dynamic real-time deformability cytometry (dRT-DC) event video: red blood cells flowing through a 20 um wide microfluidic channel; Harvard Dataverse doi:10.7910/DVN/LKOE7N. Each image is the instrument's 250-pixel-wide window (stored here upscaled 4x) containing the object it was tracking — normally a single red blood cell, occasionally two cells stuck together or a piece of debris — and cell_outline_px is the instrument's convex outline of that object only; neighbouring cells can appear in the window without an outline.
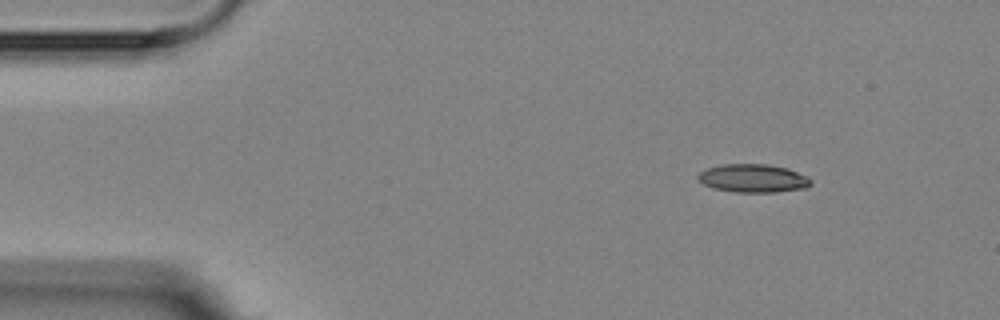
{"species": "Egyptian fruit bat (a non-hibernating species)", "species_latin": "Rousettus aegyptiacus", "temperature_condition": "room temperature", "stored_images_in_passage": 12, "segment_of_instrument_passage": [1, 2], "camera_frame_rate_fps": 3000, "um_per_image_px": 0.085, "animal": {"sex": "female"}, "frame": {"image": 1, "passage_image": 1, "time_ms": 0.0, "image_size_px": [1000, 320], "cell_outline_px": [[812, 184], [808, 188], [776, 192], [732, 192], [712, 188], [704, 184], [696, 176], [700, 172], [708, 168], [724, 164], [768, 164], [788, 168], [808, 176], [812, 180]], "centroid_in_image_um": [64.06, 15.16], "position_along_channel_um": 20.9, "area_um2": 18.79}}
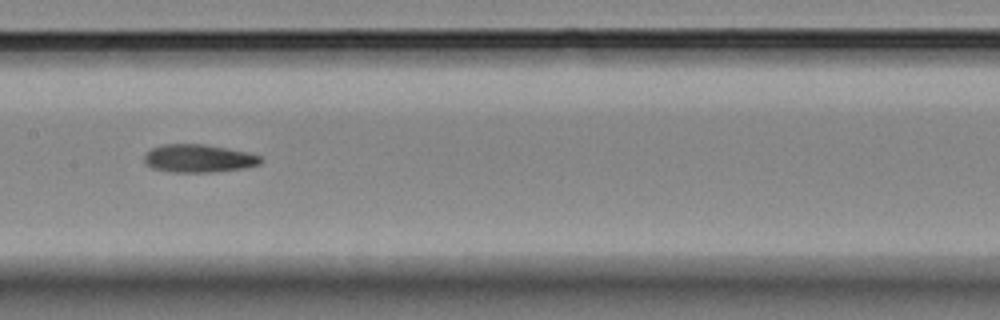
{"frame": {"image": 2, "passage_image": 6, "time_ms": 6.667, "image_size_px": [1000, 320], "cell_outline_px": [[264, 160], [260, 164], [244, 168], [212, 172], [172, 172], [152, 168], [144, 160], [144, 156], [152, 148], [160, 144], [204, 144], [248, 152], [260, 156]], "centroid_in_image_um": [16.9, 13.46], "position_along_channel_um": 190.5, "area_um2": 18.96}}
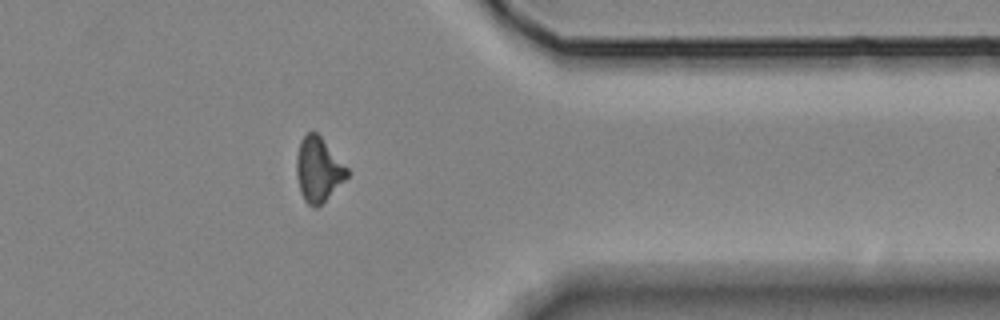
{"frame": {"image": 3, "passage_image": 11, "time_ms": 12.333, "image_size_px": [1000, 320], "cell_outline_px": [[348, 176], [316, 208], [312, 208], [304, 200], [300, 192], [296, 176], [296, 156], [300, 140], [308, 132], [316, 132], [320, 136], [348, 168]], "centroid_in_image_um": [27.02, 14.41], "position_along_channel_um": 384.4, "area_um2": 18.79}}